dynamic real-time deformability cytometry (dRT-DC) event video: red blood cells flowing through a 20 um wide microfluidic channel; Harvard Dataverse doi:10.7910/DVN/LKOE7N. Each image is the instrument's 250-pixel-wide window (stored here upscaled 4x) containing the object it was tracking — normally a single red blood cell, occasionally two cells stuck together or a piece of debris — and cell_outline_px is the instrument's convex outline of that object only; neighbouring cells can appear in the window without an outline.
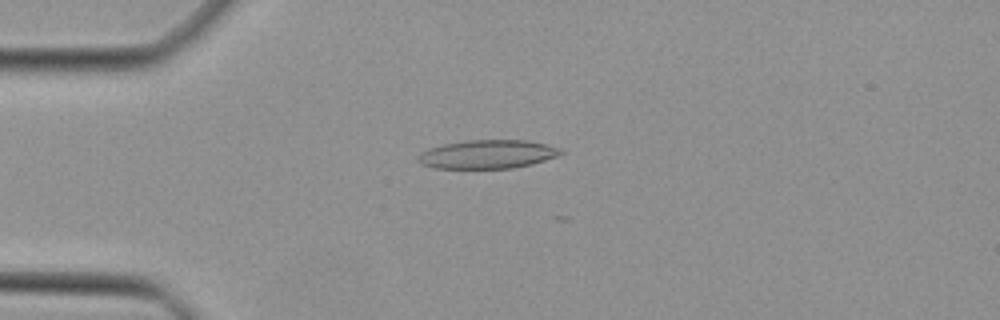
{"species": "Egyptian fruit bat (a non-hibernating species)", "species_latin": "Rousettus aegyptiacus", "temperature_condition": "cold", "stored_images_in_passage": 9, "camera_frame_rate_fps": 3000, "um_per_image_px": 0.085, "animal": {"sex": "female"}, "frame": {"image": 1, "passage_image": 5, "time_ms": 1.333, "image_size_px": [1000, 320], "cell_outline_px": [[564, 152], [556, 156], [532, 164], [512, 168], [432, 168], [420, 164], [416, 160], [416, 156], [420, 152], [428, 148], [444, 144], [468, 140], [524, 140], [544, 144], [560, 148]], "centroid_in_image_um": [41.36, 13.11], "position_along_channel_um": 43.6, "area_um2": 23.81}}